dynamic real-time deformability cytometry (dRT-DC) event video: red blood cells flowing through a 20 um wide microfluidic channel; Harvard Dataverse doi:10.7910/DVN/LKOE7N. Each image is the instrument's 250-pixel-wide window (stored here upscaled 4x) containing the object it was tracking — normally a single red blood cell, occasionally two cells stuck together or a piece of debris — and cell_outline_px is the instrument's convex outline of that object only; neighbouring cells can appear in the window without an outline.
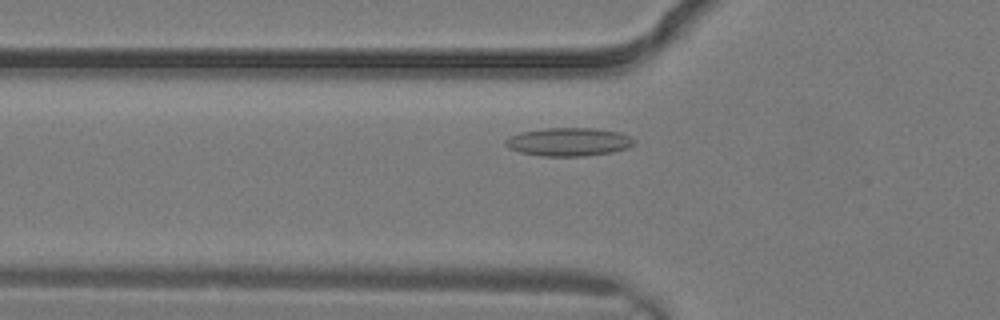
{"species": "common noctule bat (a hibernating species)", "species_latin": "Nyctalus noctula", "temperature_condition": "warm", "stored_images_in_passage": 3, "camera_frame_rate_fps": 3000, "um_per_image_px": 0.085, "animal": {"sex": "male", "body_mass_g": 19.2, "forearm_length_mm": 51.8}, "frame": {"image": 1, "passage_image": 3, "time_ms": 0.667, "image_size_px": [1000, 320], "cell_outline_px": [[636, 144], [628, 148], [612, 152], [584, 156], [540, 156], [520, 152], [508, 148], [504, 144], [504, 140], [520, 132], [544, 128], [592, 128], [620, 132], [636, 140]], "centroid_in_image_um": [48.35, 12.06], "position_along_channel_um": 77.5, "area_um2": 21.33}}